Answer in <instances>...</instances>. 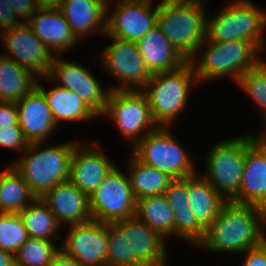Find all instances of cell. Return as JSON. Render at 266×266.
<instances>
[{"label": "cell", "instance_id": "6", "mask_svg": "<svg viewBox=\"0 0 266 266\" xmlns=\"http://www.w3.org/2000/svg\"><path fill=\"white\" fill-rule=\"evenodd\" d=\"M258 139L246 135L218 142L211 148L206 163L207 176L203 177L227 201L239 193L246 152Z\"/></svg>", "mask_w": 266, "mask_h": 266}, {"label": "cell", "instance_id": "19", "mask_svg": "<svg viewBox=\"0 0 266 266\" xmlns=\"http://www.w3.org/2000/svg\"><path fill=\"white\" fill-rule=\"evenodd\" d=\"M231 201L266 211V145L259 139L246 152L240 190Z\"/></svg>", "mask_w": 266, "mask_h": 266}, {"label": "cell", "instance_id": "38", "mask_svg": "<svg viewBox=\"0 0 266 266\" xmlns=\"http://www.w3.org/2000/svg\"><path fill=\"white\" fill-rule=\"evenodd\" d=\"M7 2L17 18H25L23 19L26 20L24 23L40 8L38 0H7Z\"/></svg>", "mask_w": 266, "mask_h": 266}, {"label": "cell", "instance_id": "43", "mask_svg": "<svg viewBox=\"0 0 266 266\" xmlns=\"http://www.w3.org/2000/svg\"><path fill=\"white\" fill-rule=\"evenodd\" d=\"M0 266H16L15 255L0 249Z\"/></svg>", "mask_w": 266, "mask_h": 266}, {"label": "cell", "instance_id": "33", "mask_svg": "<svg viewBox=\"0 0 266 266\" xmlns=\"http://www.w3.org/2000/svg\"><path fill=\"white\" fill-rule=\"evenodd\" d=\"M237 83L253 98V101L266 110V63L261 61L256 67L246 71Z\"/></svg>", "mask_w": 266, "mask_h": 266}, {"label": "cell", "instance_id": "9", "mask_svg": "<svg viewBox=\"0 0 266 266\" xmlns=\"http://www.w3.org/2000/svg\"><path fill=\"white\" fill-rule=\"evenodd\" d=\"M92 220L112 223L135 216L136 198L128 176L117 167L105 177L99 187L89 196Z\"/></svg>", "mask_w": 266, "mask_h": 266}, {"label": "cell", "instance_id": "22", "mask_svg": "<svg viewBox=\"0 0 266 266\" xmlns=\"http://www.w3.org/2000/svg\"><path fill=\"white\" fill-rule=\"evenodd\" d=\"M137 45L151 74L172 71L188 62L157 26L149 30Z\"/></svg>", "mask_w": 266, "mask_h": 266}, {"label": "cell", "instance_id": "30", "mask_svg": "<svg viewBox=\"0 0 266 266\" xmlns=\"http://www.w3.org/2000/svg\"><path fill=\"white\" fill-rule=\"evenodd\" d=\"M19 215L29 238L51 241L50 236L56 235L60 225L48 205L41 198H35L32 205H27Z\"/></svg>", "mask_w": 266, "mask_h": 266}, {"label": "cell", "instance_id": "41", "mask_svg": "<svg viewBox=\"0 0 266 266\" xmlns=\"http://www.w3.org/2000/svg\"><path fill=\"white\" fill-rule=\"evenodd\" d=\"M19 24L20 22L17 21V16L13 10L10 9L7 0H0V27L2 31L11 29Z\"/></svg>", "mask_w": 266, "mask_h": 266}, {"label": "cell", "instance_id": "13", "mask_svg": "<svg viewBox=\"0 0 266 266\" xmlns=\"http://www.w3.org/2000/svg\"><path fill=\"white\" fill-rule=\"evenodd\" d=\"M3 32L4 44L6 43L7 50L11 53V56L6 54L4 57L14 60L35 75L45 77L49 74L54 59L53 53L26 22Z\"/></svg>", "mask_w": 266, "mask_h": 266}, {"label": "cell", "instance_id": "35", "mask_svg": "<svg viewBox=\"0 0 266 266\" xmlns=\"http://www.w3.org/2000/svg\"><path fill=\"white\" fill-rule=\"evenodd\" d=\"M107 266H126L125 235H121V220L107 223Z\"/></svg>", "mask_w": 266, "mask_h": 266}, {"label": "cell", "instance_id": "40", "mask_svg": "<svg viewBox=\"0 0 266 266\" xmlns=\"http://www.w3.org/2000/svg\"><path fill=\"white\" fill-rule=\"evenodd\" d=\"M245 252L247 255L243 266H266V239Z\"/></svg>", "mask_w": 266, "mask_h": 266}, {"label": "cell", "instance_id": "21", "mask_svg": "<svg viewBox=\"0 0 266 266\" xmlns=\"http://www.w3.org/2000/svg\"><path fill=\"white\" fill-rule=\"evenodd\" d=\"M18 112V125L26 139L42 142L55 130L56 123L44 95L35 88L15 103Z\"/></svg>", "mask_w": 266, "mask_h": 266}, {"label": "cell", "instance_id": "12", "mask_svg": "<svg viewBox=\"0 0 266 266\" xmlns=\"http://www.w3.org/2000/svg\"><path fill=\"white\" fill-rule=\"evenodd\" d=\"M125 235L126 266H165L164 238L135 216L121 220Z\"/></svg>", "mask_w": 266, "mask_h": 266}, {"label": "cell", "instance_id": "17", "mask_svg": "<svg viewBox=\"0 0 266 266\" xmlns=\"http://www.w3.org/2000/svg\"><path fill=\"white\" fill-rule=\"evenodd\" d=\"M41 199L48 205L58 223L69 225L92 220L89 195L80 191L70 180L57 184Z\"/></svg>", "mask_w": 266, "mask_h": 266}, {"label": "cell", "instance_id": "20", "mask_svg": "<svg viewBox=\"0 0 266 266\" xmlns=\"http://www.w3.org/2000/svg\"><path fill=\"white\" fill-rule=\"evenodd\" d=\"M26 23L53 54L62 53L78 41L58 7H40Z\"/></svg>", "mask_w": 266, "mask_h": 266}, {"label": "cell", "instance_id": "37", "mask_svg": "<svg viewBox=\"0 0 266 266\" xmlns=\"http://www.w3.org/2000/svg\"><path fill=\"white\" fill-rule=\"evenodd\" d=\"M0 145L11 149L26 150L29 141L19 126L0 128Z\"/></svg>", "mask_w": 266, "mask_h": 266}, {"label": "cell", "instance_id": "10", "mask_svg": "<svg viewBox=\"0 0 266 266\" xmlns=\"http://www.w3.org/2000/svg\"><path fill=\"white\" fill-rule=\"evenodd\" d=\"M102 115L114 119L123 135L135 139V145L146 135H139L141 131L149 126L157 127L142 90H109L107 107Z\"/></svg>", "mask_w": 266, "mask_h": 266}, {"label": "cell", "instance_id": "14", "mask_svg": "<svg viewBox=\"0 0 266 266\" xmlns=\"http://www.w3.org/2000/svg\"><path fill=\"white\" fill-rule=\"evenodd\" d=\"M70 226L60 249L84 266H107V223L90 220Z\"/></svg>", "mask_w": 266, "mask_h": 266}, {"label": "cell", "instance_id": "24", "mask_svg": "<svg viewBox=\"0 0 266 266\" xmlns=\"http://www.w3.org/2000/svg\"><path fill=\"white\" fill-rule=\"evenodd\" d=\"M189 204L197 221L207 229L217 218L227 200L204 178L188 177Z\"/></svg>", "mask_w": 266, "mask_h": 266}, {"label": "cell", "instance_id": "4", "mask_svg": "<svg viewBox=\"0 0 266 266\" xmlns=\"http://www.w3.org/2000/svg\"><path fill=\"white\" fill-rule=\"evenodd\" d=\"M194 81L198 83L190 61L178 69L152 74L142 91L157 127H167L182 112Z\"/></svg>", "mask_w": 266, "mask_h": 266}, {"label": "cell", "instance_id": "2", "mask_svg": "<svg viewBox=\"0 0 266 266\" xmlns=\"http://www.w3.org/2000/svg\"><path fill=\"white\" fill-rule=\"evenodd\" d=\"M202 0H162L157 24L169 42L190 63L206 39L207 16Z\"/></svg>", "mask_w": 266, "mask_h": 266}, {"label": "cell", "instance_id": "8", "mask_svg": "<svg viewBox=\"0 0 266 266\" xmlns=\"http://www.w3.org/2000/svg\"><path fill=\"white\" fill-rule=\"evenodd\" d=\"M134 146L132 154L144 164L167 173L173 179L195 173L188 153L176 142L167 127H153Z\"/></svg>", "mask_w": 266, "mask_h": 266}, {"label": "cell", "instance_id": "42", "mask_svg": "<svg viewBox=\"0 0 266 266\" xmlns=\"http://www.w3.org/2000/svg\"><path fill=\"white\" fill-rule=\"evenodd\" d=\"M50 266H84L76 258L66 255L61 249L54 256Z\"/></svg>", "mask_w": 266, "mask_h": 266}, {"label": "cell", "instance_id": "39", "mask_svg": "<svg viewBox=\"0 0 266 266\" xmlns=\"http://www.w3.org/2000/svg\"><path fill=\"white\" fill-rule=\"evenodd\" d=\"M18 125V112L13 102H0V128Z\"/></svg>", "mask_w": 266, "mask_h": 266}, {"label": "cell", "instance_id": "44", "mask_svg": "<svg viewBox=\"0 0 266 266\" xmlns=\"http://www.w3.org/2000/svg\"><path fill=\"white\" fill-rule=\"evenodd\" d=\"M40 7H59L64 0H38Z\"/></svg>", "mask_w": 266, "mask_h": 266}, {"label": "cell", "instance_id": "29", "mask_svg": "<svg viewBox=\"0 0 266 266\" xmlns=\"http://www.w3.org/2000/svg\"><path fill=\"white\" fill-rule=\"evenodd\" d=\"M35 198L12 165L0 173V213L19 214Z\"/></svg>", "mask_w": 266, "mask_h": 266}, {"label": "cell", "instance_id": "34", "mask_svg": "<svg viewBox=\"0 0 266 266\" xmlns=\"http://www.w3.org/2000/svg\"><path fill=\"white\" fill-rule=\"evenodd\" d=\"M175 219V234L190 241L199 243L205 236L206 229L197 221L191 209L173 210Z\"/></svg>", "mask_w": 266, "mask_h": 266}, {"label": "cell", "instance_id": "45", "mask_svg": "<svg viewBox=\"0 0 266 266\" xmlns=\"http://www.w3.org/2000/svg\"><path fill=\"white\" fill-rule=\"evenodd\" d=\"M259 140L266 145V131L263 132L262 136L259 137Z\"/></svg>", "mask_w": 266, "mask_h": 266}, {"label": "cell", "instance_id": "23", "mask_svg": "<svg viewBox=\"0 0 266 266\" xmlns=\"http://www.w3.org/2000/svg\"><path fill=\"white\" fill-rule=\"evenodd\" d=\"M108 3V0H64L58 9L71 26L76 38L81 39L96 28L106 33L107 20L103 19H106L108 13ZM97 26H100V29Z\"/></svg>", "mask_w": 266, "mask_h": 266}, {"label": "cell", "instance_id": "15", "mask_svg": "<svg viewBox=\"0 0 266 266\" xmlns=\"http://www.w3.org/2000/svg\"><path fill=\"white\" fill-rule=\"evenodd\" d=\"M151 3L152 0H117L116 10L106 19L105 34L138 42L157 24L158 6L153 11Z\"/></svg>", "mask_w": 266, "mask_h": 266}, {"label": "cell", "instance_id": "36", "mask_svg": "<svg viewBox=\"0 0 266 266\" xmlns=\"http://www.w3.org/2000/svg\"><path fill=\"white\" fill-rule=\"evenodd\" d=\"M164 195L173 210L191 209L188 197V177L172 179Z\"/></svg>", "mask_w": 266, "mask_h": 266}, {"label": "cell", "instance_id": "1", "mask_svg": "<svg viewBox=\"0 0 266 266\" xmlns=\"http://www.w3.org/2000/svg\"><path fill=\"white\" fill-rule=\"evenodd\" d=\"M266 211L261 207L227 201L217 218L206 229L199 245L215 252H244L260 245L266 236Z\"/></svg>", "mask_w": 266, "mask_h": 266}, {"label": "cell", "instance_id": "26", "mask_svg": "<svg viewBox=\"0 0 266 266\" xmlns=\"http://www.w3.org/2000/svg\"><path fill=\"white\" fill-rule=\"evenodd\" d=\"M37 75L0 55V102L16 103L37 87Z\"/></svg>", "mask_w": 266, "mask_h": 266}, {"label": "cell", "instance_id": "16", "mask_svg": "<svg viewBox=\"0 0 266 266\" xmlns=\"http://www.w3.org/2000/svg\"><path fill=\"white\" fill-rule=\"evenodd\" d=\"M45 77L54 81L57 79L60 86L74 91L97 115L105 112L109 91L104 93L99 82L85 67L54 57L51 70Z\"/></svg>", "mask_w": 266, "mask_h": 266}, {"label": "cell", "instance_id": "11", "mask_svg": "<svg viewBox=\"0 0 266 266\" xmlns=\"http://www.w3.org/2000/svg\"><path fill=\"white\" fill-rule=\"evenodd\" d=\"M113 43L104 49L102 64L124 86L112 90H142L152 74L145 66L137 42L111 37Z\"/></svg>", "mask_w": 266, "mask_h": 266}, {"label": "cell", "instance_id": "32", "mask_svg": "<svg viewBox=\"0 0 266 266\" xmlns=\"http://www.w3.org/2000/svg\"><path fill=\"white\" fill-rule=\"evenodd\" d=\"M28 238L19 214L0 213V249L15 255Z\"/></svg>", "mask_w": 266, "mask_h": 266}, {"label": "cell", "instance_id": "27", "mask_svg": "<svg viewBox=\"0 0 266 266\" xmlns=\"http://www.w3.org/2000/svg\"><path fill=\"white\" fill-rule=\"evenodd\" d=\"M135 217L163 238L175 234L174 211L164 194L137 199Z\"/></svg>", "mask_w": 266, "mask_h": 266}, {"label": "cell", "instance_id": "18", "mask_svg": "<svg viewBox=\"0 0 266 266\" xmlns=\"http://www.w3.org/2000/svg\"><path fill=\"white\" fill-rule=\"evenodd\" d=\"M86 145L88 146L83 147L85 150L77 145L73 151L69 180L80 191L90 196L115 166L100 149L98 151L96 147Z\"/></svg>", "mask_w": 266, "mask_h": 266}, {"label": "cell", "instance_id": "28", "mask_svg": "<svg viewBox=\"0 0 266 266\" xmlns=\"http://www.w3.org/2000/svg\"><path fill=\"white\" fill-rule=\"evenodd\" d=\"M127 174L133 194L137 199L164 194L173 179L167 173L144 164L134 155Z\"/></svg>", "mask_w": 266, "mask_h": 266}, {"label": "cell", "instance_id": "31", "mask_svg": "<svg viewBox=\"0 0 266 266\" xmlns=\"http://www.w3.org/2000/svg\"><path fill=\"white\" fill-rule=\"evenodd\" d=\"M59 248L50 240L28 238L15 254L16 266H50Z\"/></svg>", "mask_w": 266, "mask_h": 266}, {"label": "cell", "instance_id": "7", "mask_svg": "<svg viewBox=\"0 0 266 266\" xmlns=\"http://www.w3.org/2000/svg\"><path fill=\"white\" fill-rule=\"evenodd\" d=\"M209 44L199 62L191 63L194 73L201 80L233 76L235 81L261 61L257 58L260 52L251 42L232 40L228 42L203 41Z\"/></svg>", "mask_w": 266, "mask_h": 266}, {"label": "cell", "instance_id": "5", "mask_svg": "<svg viewBox=\"0 0 266 266\" xmlns=\"http://www.w3.org/2000/svg\"><path fill=\"white\" fill-rule=\"evenodd\" d=\"M207 18L206 39L212 42L241 40L251 42L260 52L264 47L266 13L249 0H236L211 20Z\"/></svg>", "mask_w": 266, "mask_h": 266}, {"label": "cell", "instance_id": "25", "mask_svg": "<svg viewBox=\"0 0 266 266\" xmlns=\"http://www.w3.org/2000/svg\"><path fill=\"white\" fill-rule=\"evenodd\" d=\"M36 88L44 95L56 125L61 120H92L97 116L74 91L58 85L47 92L38 82Z\"/></svg>", "mask_w": 266, "mask_h": 266}, {"label": "cell", "instance_id": "3", "mask_svg": "<svg viewBox=\"0 0 266 266\" xmlns=\"http://www.w3.org/2000/svg\"><path fill=\"white\" fill-rule=\"evenodd\" d=\"M42 143H29L25 150L28 154L12 163L36 198H41L57 184L69 180L71 157L79 145L68 142L37 151L36 148Z\"/></svg>", "mask_w": 266, "mask_h": 266}]
</instances>
